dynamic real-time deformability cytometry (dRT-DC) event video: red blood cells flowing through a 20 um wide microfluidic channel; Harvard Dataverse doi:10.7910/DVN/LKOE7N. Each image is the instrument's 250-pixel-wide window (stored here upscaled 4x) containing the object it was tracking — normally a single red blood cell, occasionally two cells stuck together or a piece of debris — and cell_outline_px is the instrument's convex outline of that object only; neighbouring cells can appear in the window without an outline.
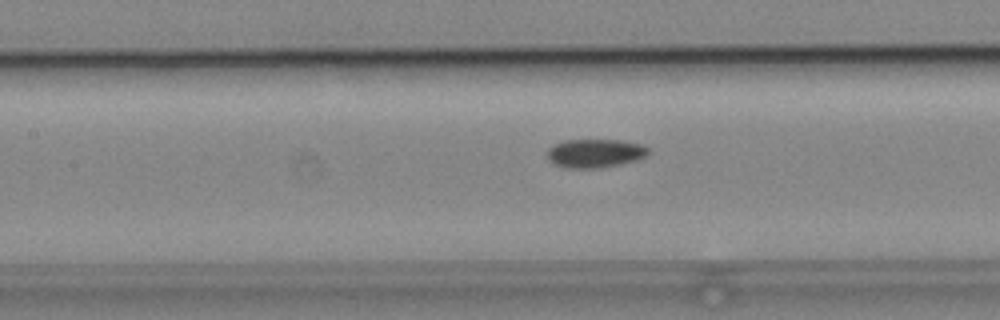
{"species": "common noctule bat (a hibernating species)", "species_latin": "Nyctalus noctula", "temperature_condition": "cold", "stored_images_in_passage": 24, "camera_frame_rate_fps": 3000, "um_per_image_px": 0.085, "animal": {"sex": "male", "body_mass_g": 19.2, "forearm_length_mm": 51.8}, "frame": {"image": 1, "passage_image": 9, "time_ms": 2.667, "image_size_px": [1000, 320], "cell_outline_px": [[652, 152], [648, 156], [636, 160], [620, 164], [600, 168], [564, 168], [548, 160], [548, 148], [552, 144], [564, 140], [620, 140], [644, 144]], "centroid_in_image_um": [50.61, 13.02], "position_along_channel_um": 156.8, "area_um2": 17.17}}
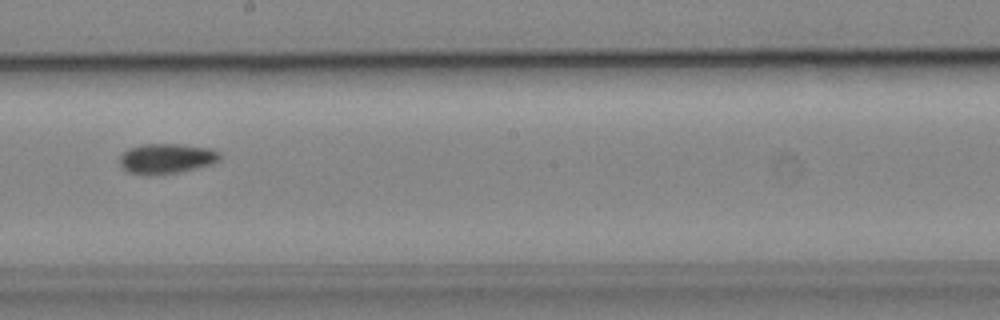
{"frame": {"image": 2, "passage_image": 15, "time_ms": 4.667, "image_size_px": [1000, 320], "cell_outline_px": [[220, 160], [212, 164], [196, 168], [176, 172], [148, 176], [128, 172], [120, 164], [120, 156], [128, 148], [140, 144], [180, 144], [208, 148], [220, 152]], "centroid_in_image_um": [14.13, 13.47], "position_along_channel_um": 234.1, "area_um2": 17.57}}
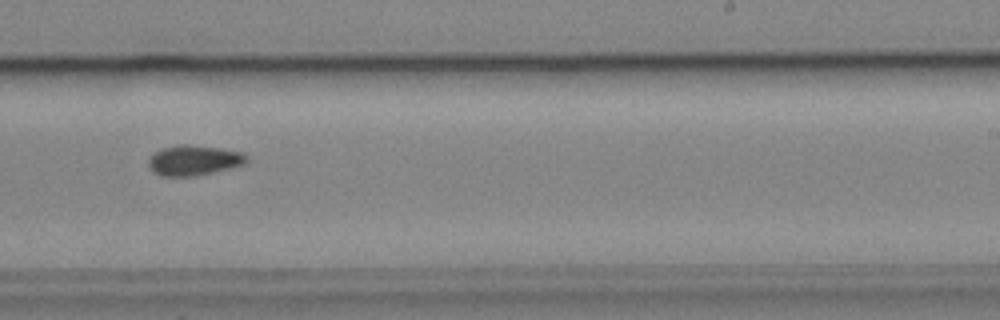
{"frame": {"image": 3, "passage_image": 18, "time_ms": 5.667, "image_size_px": [1000, 320], "cell_outline_px": [[248, 160], [244, 164], [196, 176], [160, 176], [152, 172], [148, 168], [148, 160], [160, 148], [180, 144], [184, 144], [220, 148], [244, 152], [248, 156]], "centroid_in_image_um": [16.46, 13.62], "position_along_channel_um": 272.5, "area_um2": 17.34}}